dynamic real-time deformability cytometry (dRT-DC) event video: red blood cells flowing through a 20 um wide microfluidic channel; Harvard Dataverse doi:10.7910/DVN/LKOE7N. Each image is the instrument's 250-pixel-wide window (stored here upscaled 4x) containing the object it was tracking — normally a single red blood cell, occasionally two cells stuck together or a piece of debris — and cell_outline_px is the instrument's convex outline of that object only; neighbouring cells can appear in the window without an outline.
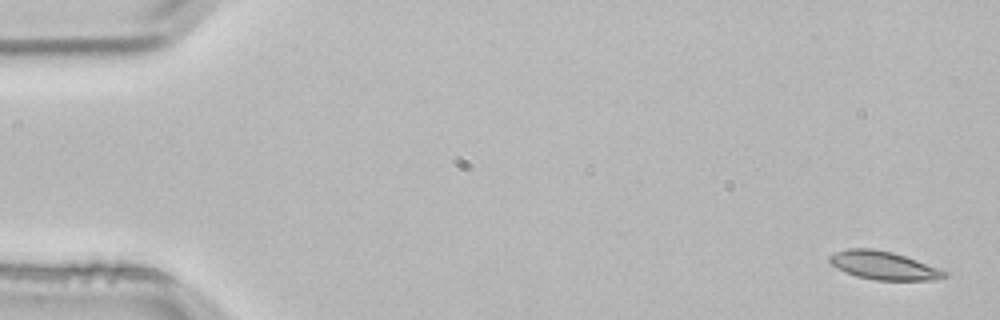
{"species": "common noctule bat (a hibernating species)", "species_latin": "Nyctalus noctula", "temperature_condition": "room temperature", "stored_images_in_passage": 4, "camera_frame_rate_fps": 3000, "um_per_image_px": 0.085, "animal": {"sex": "male", "body_mass_g": 21.5, "forearm_length_mm": 52.0}, "frame": {"image": 1, "passage_image": 1, "time_ms": 0.0, "image_size_px": [1000, 320], "cell_outline_px": [[948, 276], [936, 280], [876, 280], [856, 276], [836, 268], [828, 260], [828, 256], [836, 252], [848, 248], [872, 248], [892, 252], [916, 260], [948, 272]], "centroid_in_image_um": [75.09, 22.56], "position_along_channel_um": 9.9, "area_um2": 18.84}}